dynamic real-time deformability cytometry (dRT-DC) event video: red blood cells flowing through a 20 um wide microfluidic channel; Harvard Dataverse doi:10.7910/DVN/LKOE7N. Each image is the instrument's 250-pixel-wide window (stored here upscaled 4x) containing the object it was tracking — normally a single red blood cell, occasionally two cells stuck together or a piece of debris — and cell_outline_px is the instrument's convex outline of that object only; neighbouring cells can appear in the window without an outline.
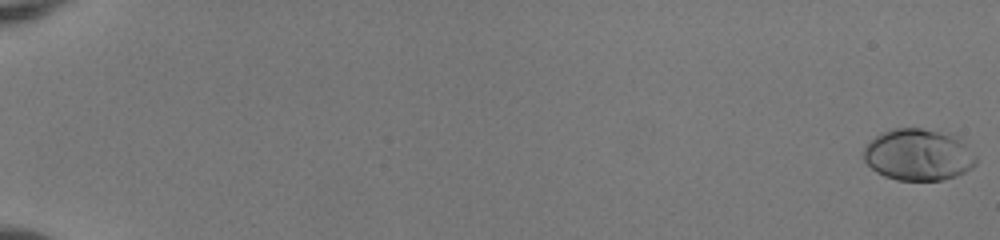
{"species": "human", "species_latin": "Homo sapiens", "temperature_condition": "room temperature", "stored_images_in_passage": 54, "camera_frame_rate_fps": 3000, "um_per_image_px": 0.085, "donor": {"sex": "female"}, "frame": {"image": 1, "passage_image": 1, "time_ms": 0.0, "image_size_px": [1000, 240], "cell_outline_px": [[976, 164], [972, 168], [956, 176], [940, 180], [896, 180], [884, 176], [876, 172], [864, 160], [864, 148], [880, 132], [892, 128], [920, 128], [948, 132], [960, 136], [976, 156]], "centroid_in_image_um": [78.09, 13.13], "position_along_channel_um": 6.9, "area_um2": 34.22}}
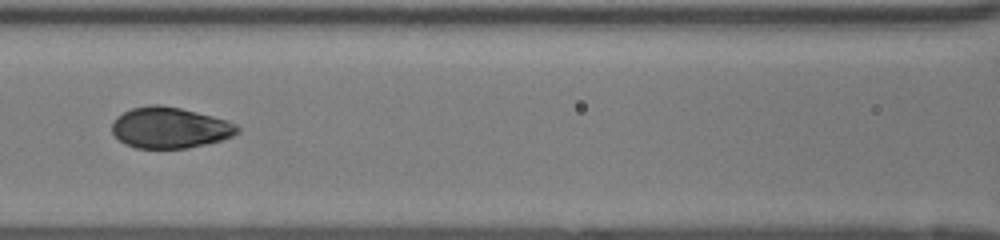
{"frame": {"image": 2, "passage_image": 28, "time_ms": 9.0, "image_size_px": [1000, 240], "cell_outline_px": [[240, 132], [232, 136], [220, 140], [188, 148], [136, 148], [124, 144], [112, 132], [112, 120], [116, 116], [132, 108], [156, 104], [180, 108], [228, 120], [236, 124], [240, 128]], "centroid_in_image_um": [14.43, 10.86], "position_along_channel_um": 152.2, "area_um2": 29.88}}
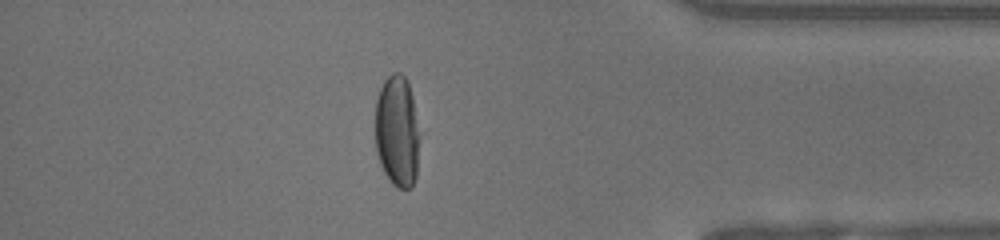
{"frame": {"image": 3, "passage_image": 48, "time_ms": 15.667, "image_size_px": [1000, 240], "cell_outline_px": [[420, 136], [416, 176], [412, 184], [408, 188], [396, 188], [392, 184], [384, 172], [380, 164], [376, 152], [376, 100], [380, 88], [384, 80], [392, 72], [400, 72], [404, 76], [408, 84], [412, 96]], "centroid_in_image_um": [33.76, 11.16], "position_along_channel_um": 401.4, "area_um2": 29.02}, "authors_computed_cell_mechanics": {"area_um2": 30.7785, "velocity_mm_per_s": 4.0541, "shape_relaxation_time_tau1_ms": 3.5792, "shape_relaxation_time_tau2_ms": null, "deformation_change_tau1": 0.2077, "deformation_change_tau2": null}}